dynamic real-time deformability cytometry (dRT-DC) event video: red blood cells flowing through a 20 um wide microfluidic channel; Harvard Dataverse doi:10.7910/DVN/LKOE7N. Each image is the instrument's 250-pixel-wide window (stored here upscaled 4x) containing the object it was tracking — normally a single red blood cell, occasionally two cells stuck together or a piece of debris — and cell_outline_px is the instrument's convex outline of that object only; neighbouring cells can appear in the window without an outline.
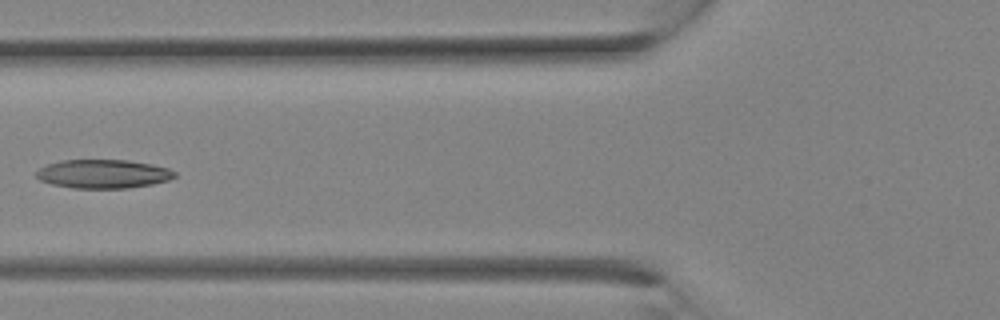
{"species": "Egyptian fruit bat (a non-hibernating species)", "species_latin": "Rousettus aegyptiacus", "temperature_condition": "room temperature", "stored_images_in_passage": 10, "camera_frame_rate_fps": 3000, "um_per_image_px": 0.085, "animal": {"sex": "female"}, "frame": {"image": 1, "passage_image": 9, "time_ms": 2.667, "image_size_px": [1000, 320], "cell_outline_px": [[176, 176], [168, 180], [152, 184], [128, 188], [72, 188], [52, 184], [40, 180], [36, 176], [36, 172], [40, 168], [48, 164], [60, 160], [128, 160], [152, 164], [168, 168], [176, 172]], "centroid_in_image_um": [8.78, 14.78], "position_along_channel_um": 117.0, "area_um2": 23.18}}